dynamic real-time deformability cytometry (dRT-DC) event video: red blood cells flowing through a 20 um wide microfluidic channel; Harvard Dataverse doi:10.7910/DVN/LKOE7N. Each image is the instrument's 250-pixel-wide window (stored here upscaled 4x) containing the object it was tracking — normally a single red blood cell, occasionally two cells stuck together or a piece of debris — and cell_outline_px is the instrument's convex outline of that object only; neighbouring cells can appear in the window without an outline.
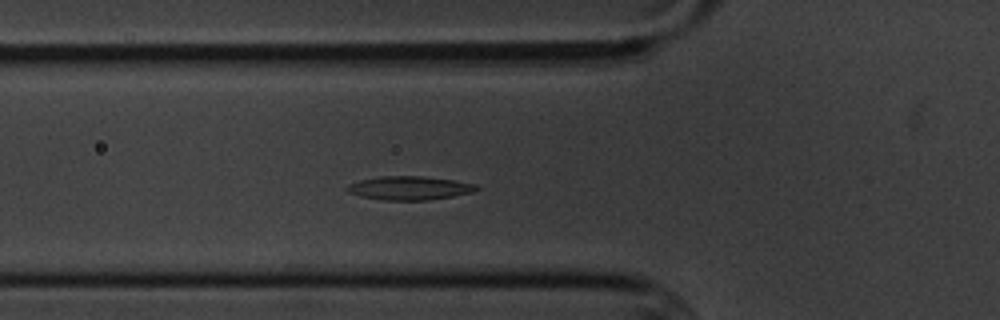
{"species": "common noctule bat (a hibernating species)", "species_latin": "Nyctalus noctula", "temperature_condition": "cold", "stored_images_in_passage": 54, "camera_frame_rate_fps": 3000, "um_per_image_px": 0.085, "animal": {"sex": "male", "body_mass_g": 20.1, "forearm_length_mm": 53.5}, "frame": {"image": 1, "passage_image": 17, "time_ms": 5.333, "image_size_px": [1000, 320], "cell_outline_px": [[480, 188], [472, 192], [452, 196], [428, 200], [380, 200], [360, 196], [348, 192], [344, 188], [348, 184], [360, 180], [380, 176], [420, 176], [456, 180], [476, 184]], "centroid_in_image_um": [34.78, 15.98], "position_along_channel_um": 91.0, "area_um2": 17.92}}
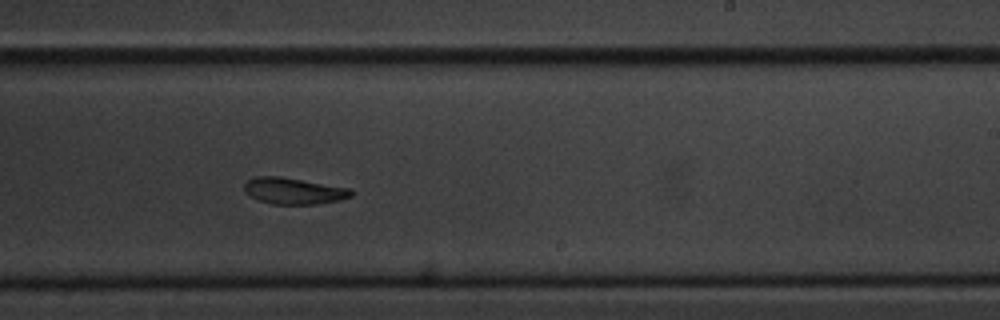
{"frame": {"image": 2, "passage_image": 32, "time_ms": 10.333, "image_size_px": [1000, 320], "cell_outline_px": [[356, 192], [352, 196], [340, 200], [316, 204], [272, 204], [260, 200], [244, 192], [244, 184], [248, 180], [256, 176], [280, 176], [352, 188]], "centroid_in_image_um": [25.02, 16.22], "position_along_channel_um": 264.0, "area_um2": 16.59}}
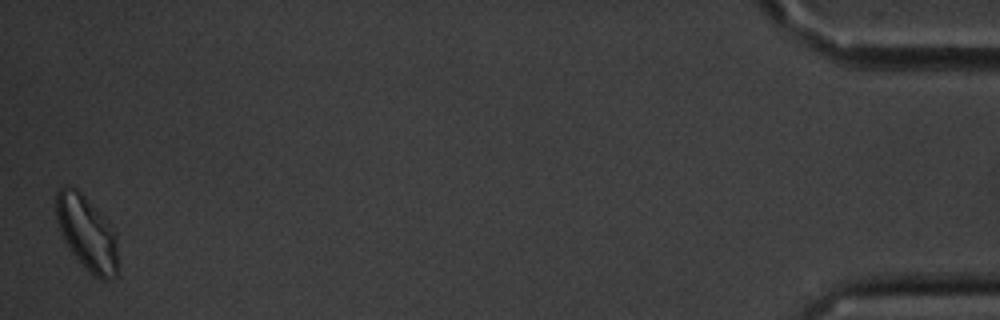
{"frame": {"image": 3, "passage_image": 54, "time_ms": 17.667, "image_size_px": [1000, 320], "cell_outline_px": [[116, 276], [112, 280], [100, 280], [72, 252], [64, 240], [56, 220], [56, 192], [60, 188], [68, 184], [76, 188], [104, 216], [116, 232]], "centroid_in_image_um": [7.37, 19.76], "position_along_channel_um": 427.8, "area_um2": 26.36}, "authors_computed_cell_mechanics": {"area_um2": 17.6868, "velocity_mm_per_s": 3.4499, "shape_relaxation_time_tau1_ms": 4.55, "shape_relaxation_time_tau2_ms": 8.747, "deformation_change_tau1": 0.1103, "deformation_change_tau2": 0.1509}}